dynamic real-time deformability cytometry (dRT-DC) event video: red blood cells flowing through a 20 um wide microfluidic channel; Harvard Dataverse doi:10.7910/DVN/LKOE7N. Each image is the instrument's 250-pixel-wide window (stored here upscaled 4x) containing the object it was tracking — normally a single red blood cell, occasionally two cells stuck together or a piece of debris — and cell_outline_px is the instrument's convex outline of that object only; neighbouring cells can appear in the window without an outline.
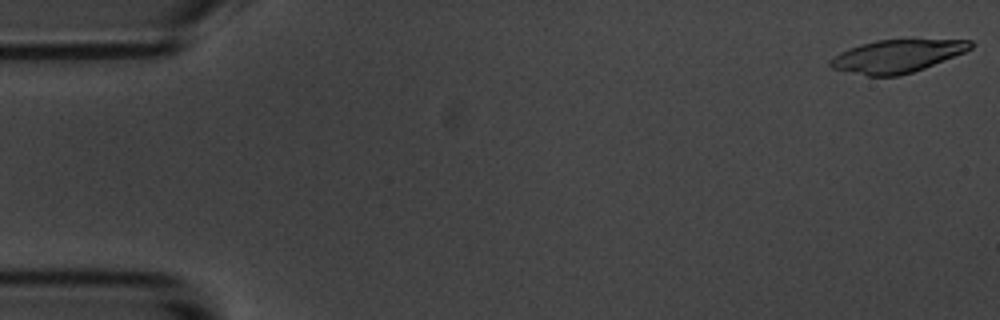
{"species": "common noctule bat (a hibernating species)", "species_latin": "Nyctalus noctula", "temperature_condition": "room temperature", "stored_images_in_passage": 56, "camera_frame_rate_fps": 3000, "um_per_image_px": 0.085, "animal": {"sex": "male", "body_mass_g": 20.1, "forearm_length_mm": 53.5}, "frame": {"image": 1, "passage_image": 1, "time_ms": 0.0, "image_size_px": [1000, 320], "cell_outline_px": [[976, 44], [972, 48], [964, 52], [924, 68], [912, 72], [896, 76], [868, 76], [832, 68], [828, 64], [828, 60], [840, 52], [848, 48], [860, 44], [876, 40], [972, 40]], "centroid_in_image_um": [76.22, 4.77], "position_along_channel_um": 8.8, "area_um2": 26.65}}